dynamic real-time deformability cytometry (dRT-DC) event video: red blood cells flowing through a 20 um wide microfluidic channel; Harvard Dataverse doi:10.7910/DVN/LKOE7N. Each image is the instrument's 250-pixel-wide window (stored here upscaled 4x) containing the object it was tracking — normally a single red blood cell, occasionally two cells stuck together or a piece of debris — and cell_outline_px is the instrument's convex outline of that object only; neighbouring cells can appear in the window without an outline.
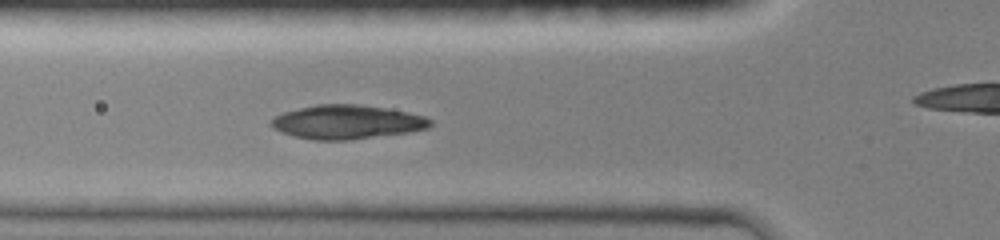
{"species": "common noctule bat (a hibernating species)", "species_latin": "Nyctalus noctula", "temperature_condition": "room temperature", "stored_images_in_passage": 5, "camera_frame_rate_fps": 3000, "um_per_image_px": 0.085, "animal": {"sex": "female", "body_mass_g": 19.0, "forearm_length_mm": 51.5}, "frame": {"image": 1, "passage_image": 4, "time_ms": 2.333, "image_size_px": [1000, 240], "cell_outline_px": [[432, 124], [428, 128], [408, 132], [348, 140], [312, 140], [296, 136], [272, 128], [268, 124], [276, 116], [284, 112], [316, 104], [360, 104], [408, 112], [424, 116], [432, 120]], "centroid_in_image_um": [29.5, 10.37], "position_along_channel_um": 96.3, "area_um2": 31.27}}